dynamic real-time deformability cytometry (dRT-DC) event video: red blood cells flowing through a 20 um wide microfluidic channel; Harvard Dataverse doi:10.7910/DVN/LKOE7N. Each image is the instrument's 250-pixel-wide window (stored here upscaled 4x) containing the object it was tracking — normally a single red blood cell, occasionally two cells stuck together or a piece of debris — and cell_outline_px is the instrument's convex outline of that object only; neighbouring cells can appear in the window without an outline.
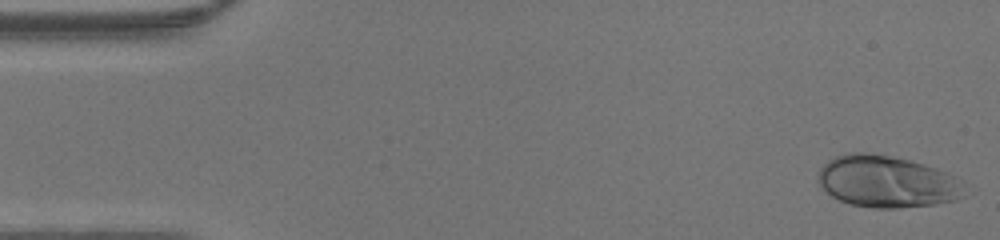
{"species": "human", "species_latin": "Homo sapiens", "temperature_condition": "warm", "stored_images_in_passage": 46, "camera_frame_rate_fps": 3000, "um_per_image_px": 0.085, "donor": {"sex": "male"}, "frame": {"image": 1, "passage_image": 1, "time_ms": 0.0, "image_size_px": [1000, 240], "cell_outline_px": [[964, 196], [956, 200], [932, 204], [900, 208], [876, 208], [852, 204], [840, 200], [832, 196], [816, 180], [816, 176], [820, 168], [828, 160], [836, 156], [848, 152], [864, 152], [888, 156], [908, 160], [924, 164], [948, 172], [956, 176]], "centroid_in_image_um": [75.34, 15.43], "position_along_channel_um": 9.7, "area_um2": 43.87}}
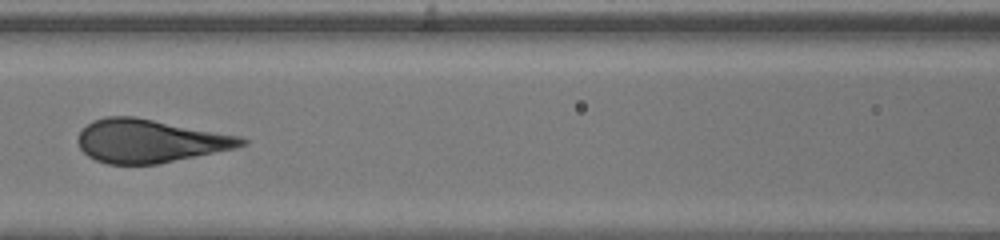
{"frame": {"image": 2, "passage_image": 20, "time_ms": 6.333, "image_size_px": [1000, 240], "cell_outline_px": [[248, 144], [236, 148], [156, 164], [108, 164], [96, 160], [88, 156], [80, 148], [76, 140], [80, 132], [92, 120], [104, 116], [132, 116], [240, 136], [248, 140]], "centroid_in_image_um": [12.71, 11.98], "position_along_channel_um": 153.9, "area_um2": 40.98}}
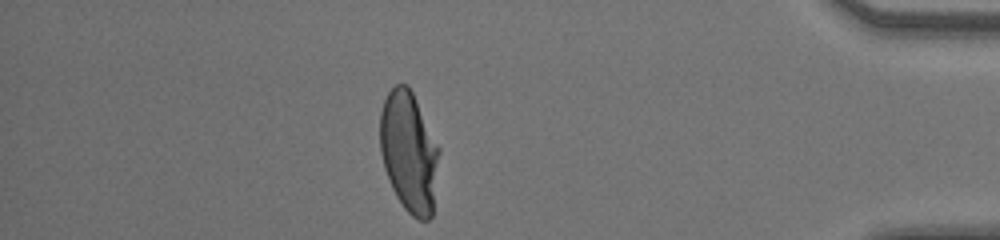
{"frame": {"image": 3, "passage_image": 40, "time_ms": 13.0, "image_size_px": [1000, 240], "cell_outline_px": [[440, 152], [432, 216], [428, 220], [420, 220], [412, 216], [404, 208], [396, 196], [392, 188], [384, 168], [380, 152], [380, 112], [384, 100], [388, 92], [396, 84], [408, 84], [440, 148]], "centroid_in_image_um": [34.76, 12.92], "position_along_channel_um": 400.4, "area_um2": 41.62}}